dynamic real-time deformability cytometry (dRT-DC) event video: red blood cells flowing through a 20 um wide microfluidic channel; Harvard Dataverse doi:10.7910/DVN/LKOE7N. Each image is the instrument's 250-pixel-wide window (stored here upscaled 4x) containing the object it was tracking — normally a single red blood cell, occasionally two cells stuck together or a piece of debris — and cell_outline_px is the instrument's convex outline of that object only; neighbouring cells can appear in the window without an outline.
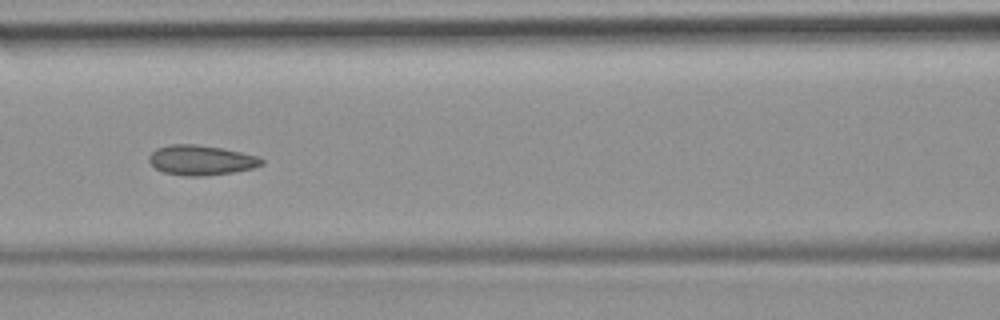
{"species": "common noctule bat (a hibernating species)", "species_latin": "Nyctalus noctula", "temperature_condition": "room temperature", "stored_images_in_passage": 48, "camera_frame_rate_fps": 3000, "um_per_image_px": 0.085, "animal": {"sex": "female", "body_mass_g": 19.9}, "frame": {"image": 1, "passage_image": 21, "time_ms": 6.667, "image_size_px": [1000, 320], "cell_outline_px": [[264, 164], [252, 168], [232, 172], [208, 176], [188, 176], [164, 172], [156, 168], [148, 160], [148, 156], [156, 148], [168, 144], [196, 144], [224, 148], [260, 156], [264, 160]], "centroid_in_image_um": [17.11, 13.6], "position_along_channel_um": 149.5, "area_um2": 19.83}}